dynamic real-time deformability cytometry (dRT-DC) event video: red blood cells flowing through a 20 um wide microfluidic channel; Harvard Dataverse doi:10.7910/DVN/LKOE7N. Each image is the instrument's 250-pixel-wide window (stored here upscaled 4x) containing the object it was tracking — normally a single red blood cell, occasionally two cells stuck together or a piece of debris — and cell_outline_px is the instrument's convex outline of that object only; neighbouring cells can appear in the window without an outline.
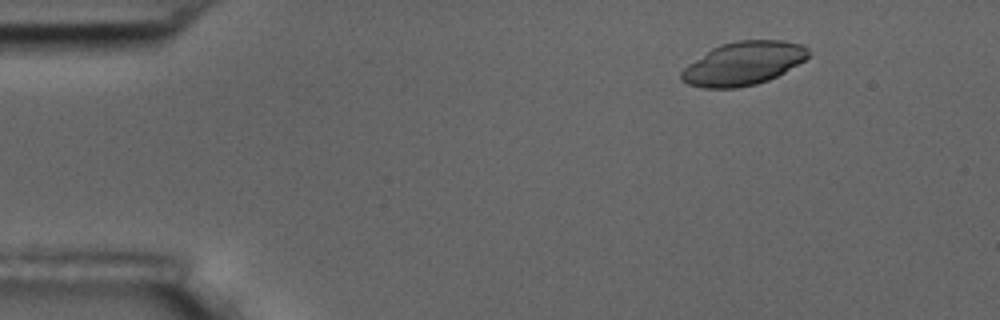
{"species": "common noctule bat (a hibernating species)", "species_latin": "Nyctalus noctula", "temperature_condition": "room temperature", "stored_images_in_passage": 6, "camera_frame_rate_fps": 3000, "um_per_image_px": 0.085, "animal": {"sex": "male", "body_mass_g": 17.5, "forearm_length_mm": 52.3}, "frame": {"image": 1, "passage_image": 1, "time_ms": 0.0, "image_size_px": [1000, 320], "cell_outline_px": [[812, 52], [804, 60], [784, 72], [768, 80], [756, 84], [736, 88], [704, 88], [688, 84], [680, 80], [680, 72], [688, 64], [712, 48], [720, 44], [740, 40], [780, 40], [804, 44]], "centroid_in_image_um": [63.18, 5.39], "position_along_channel_um": 21.8, "area_um2": 32.14}}